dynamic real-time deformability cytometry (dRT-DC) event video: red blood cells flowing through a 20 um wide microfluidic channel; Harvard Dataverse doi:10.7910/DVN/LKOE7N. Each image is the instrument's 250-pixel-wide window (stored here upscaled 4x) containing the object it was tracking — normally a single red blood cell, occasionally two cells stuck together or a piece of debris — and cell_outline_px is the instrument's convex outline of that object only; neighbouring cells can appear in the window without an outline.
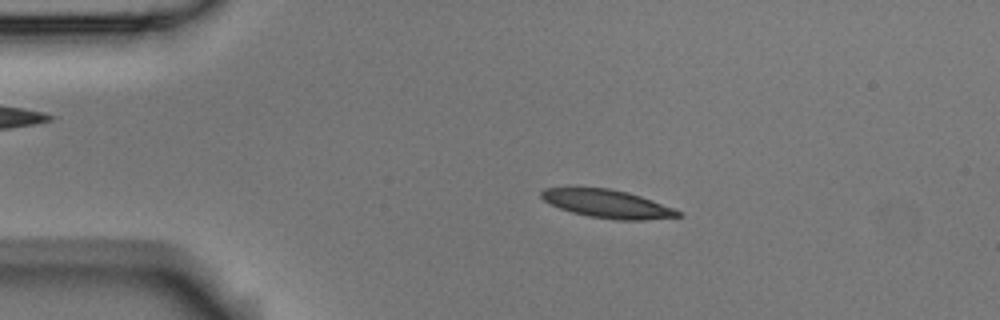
{"species": "Egyptian fruit bat (a non-hibernating species)", "species_latin": "Rousettus aegyptiacus", "temperature_condition": "room temperature", "stored_images_in_passage": 53, "camera_frame_rate_fps": 3000, "um_per_image_px": 0.085, "animal": {"sex": "male"}, "frame": {"image": 1, "passage_image": 10, "time_ms": 3.0, "image_size_px": [1000, 320], "cell_outline_px": [[684, 216], [644, 220], [616, 220], [588, 216], [572, 212], [560, 208], [544, 200], [540, 196], [540, 192], [544, 188], [576, 184], [612, 188], [628, 192], [652, 200], [684, 212]], "centroid_in_image_um": [51.57, 17.27], "position_along_channel_um": 33.4, "area_um2": 23.41}}
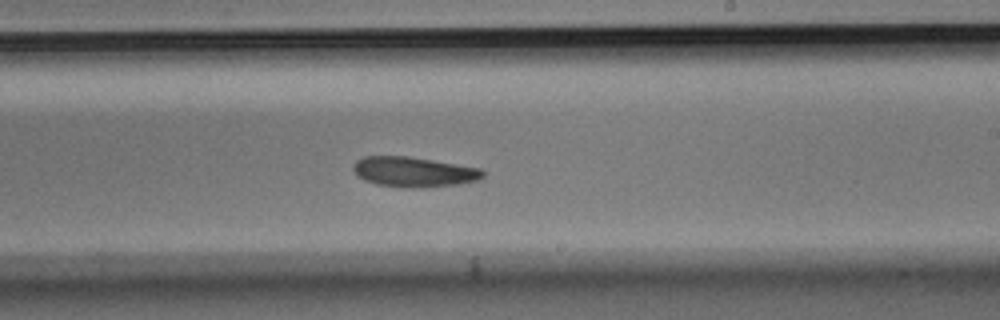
{"frame": {"image": 2, "passage_image": 31, "time_ms": 10.0, "image_size_px": [1000, 320], "cell_outline_px": [[484, 176], [480, 180], [460, 184], [420, 188], [412, 188], [376, 184], [364, 180], [352, 168], [352, 164], [356, 160], [364, 156], [408, 156], [480, 168], [484, 172]], "centroid_in_image_um": [35.18, 14.61], "position_along_channel_um": 253.8, "area_um2": 22.72}}
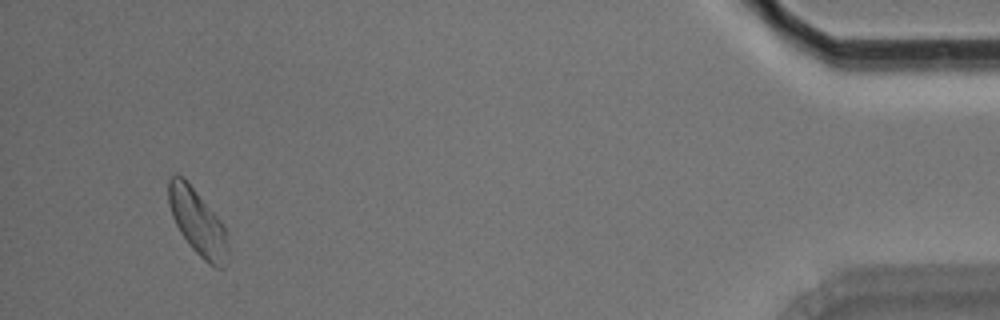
{"frame": {"image": 3, "passage_image": 50, "time_ms": 16.333, "image_size_px": [1000, 320], "cell_outline_px": [[228, 256], [224, 268], [216, 268], [208, 264], [188, 244], [180, 232], [172, 216], [168, 204], [168, 180], [176, 172], [184, 176], [224, 224], [228, 232]], "centroid_in_image_um": [16.81, 18.87], "position_along_channel_um": 418.4, "area_um2": 23.29}, "authors_computed_cell_mechanics": {"area_um2": 22.831, "velocity_mm_per_s": 3.7487, "shape_relaxation_time_tau1_ms": 3.9982, "shape_relaxation_time_tau2_ms": null, "deformation_change_tau1": 0.1237, "deformation_change_tau2": null}}